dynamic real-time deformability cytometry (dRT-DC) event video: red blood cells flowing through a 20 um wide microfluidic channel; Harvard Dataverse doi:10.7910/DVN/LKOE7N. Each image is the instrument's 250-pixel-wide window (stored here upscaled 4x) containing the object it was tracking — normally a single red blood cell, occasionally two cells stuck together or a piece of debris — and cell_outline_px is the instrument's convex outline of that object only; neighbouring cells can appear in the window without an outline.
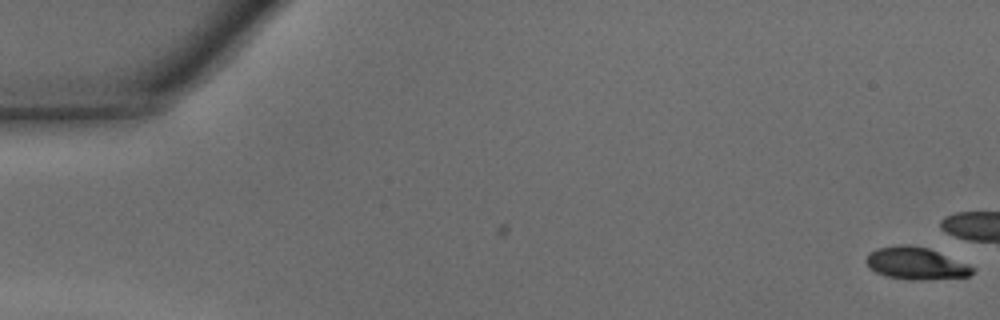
{"species": "common noctule bat (a hibernating species)", "species_latin": "Nyctalus noctula", "temperature_condition": "warm", "stored_images_in_passage": 3, "camera_frame_rate_fps": 3000, "um_per_image_px": 0.085, "animal": {"sex": "male", "body_mass_g": 15.6}, "frame": {"image": 1, "passage_image": 3, "time_ms": 0.667, "image_size_px": [1000, 320], "cell_outline_px": [[976, 268], [968, 276], [924, 280], [908, 280], [884, 276], [868, 268], [864, 260], [868, 252], [876, 248], [900, 244], [908, 244], [928, 248], [968, 264]], "centroid_in_image_um": [77.78, 22.38], "position_along_channel_um": 7.2, "area_um2": 20.23}}